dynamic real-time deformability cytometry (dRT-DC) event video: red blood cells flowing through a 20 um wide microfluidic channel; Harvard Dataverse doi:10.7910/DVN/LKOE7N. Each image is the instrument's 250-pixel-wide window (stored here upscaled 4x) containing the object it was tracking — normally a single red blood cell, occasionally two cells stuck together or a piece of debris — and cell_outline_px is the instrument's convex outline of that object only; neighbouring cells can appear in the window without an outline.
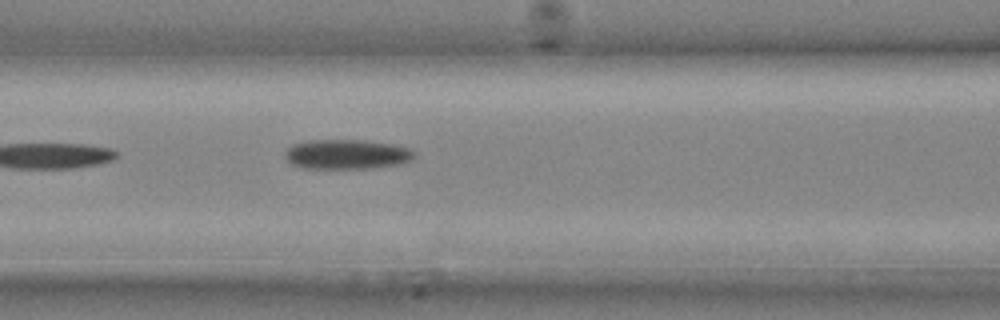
{"species": "common noctule bat (a hibernating species)", "species_latin": "Nyctalus noctula", "temperature_condition": "cold", "stored_images_in_passage": 11, "camera_frame_rate_fps": 3000, "um_per_image_px": 0.085, "animal": {"sex": "male", "body_mass_g": 20.4}, "frame": {"image": 1, "passage_image": 11, "time_ms": 3.333, "image_size_px": [1000, 320], "cell_outline_px": [[416, 156], [412, 160], [396, 164], [372, 168], [300, 168], [292, 164], [284, 156], [284, 152], [292, 144], [312, 140], [356, 140], [392, 144], [412, 148], [416, 152]], "centroid_in_image_um": [29.48, 13.11], "position_along_channel_um": 137.1, "area_um2": 22.37}}